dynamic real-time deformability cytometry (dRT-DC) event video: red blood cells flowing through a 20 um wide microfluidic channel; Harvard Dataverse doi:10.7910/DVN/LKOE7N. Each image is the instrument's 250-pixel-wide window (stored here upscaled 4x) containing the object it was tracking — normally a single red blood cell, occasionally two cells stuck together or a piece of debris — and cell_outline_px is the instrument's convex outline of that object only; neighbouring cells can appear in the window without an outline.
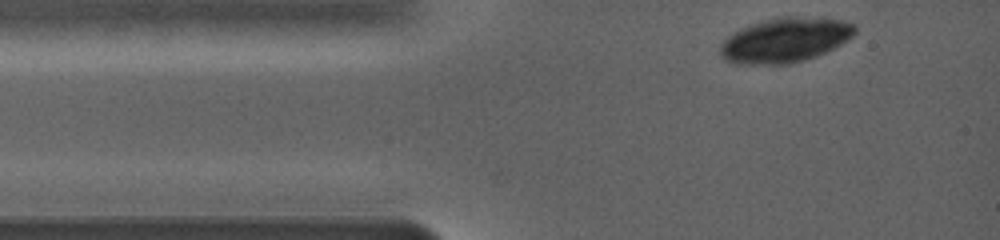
{"species": "common noctule bat (a hibernating species)", "species_latin": "Nyctalus noctula", "temperature_condition": "warm", "stored_images_in_passage": 2, "camera_frame_rate_fps": 5000, "um_per_image_px": 0.085, "animal": {"sex": "female", "body_mass_g": 19.0, "forearm_length_mm": 56.7}, "frame": {"image": 1, "passage_image": 1, "time_ms": 0.0, "image_size_px": [1000, 240], "cell_outline_px": [[856, 32], [848, 40], [816, 56], [804, 60], [788, 64], [732, 64], [724, 60], [720, 56], [720, 44], [732, 32], [752, 24], [764, 20], [788, 16], [796, 16], [840, 20], [856, 24]], "centroid_in_image_um": [66.7, 3.42], "position_along_channel_um": 18.3, "area_um2": 34.97}}